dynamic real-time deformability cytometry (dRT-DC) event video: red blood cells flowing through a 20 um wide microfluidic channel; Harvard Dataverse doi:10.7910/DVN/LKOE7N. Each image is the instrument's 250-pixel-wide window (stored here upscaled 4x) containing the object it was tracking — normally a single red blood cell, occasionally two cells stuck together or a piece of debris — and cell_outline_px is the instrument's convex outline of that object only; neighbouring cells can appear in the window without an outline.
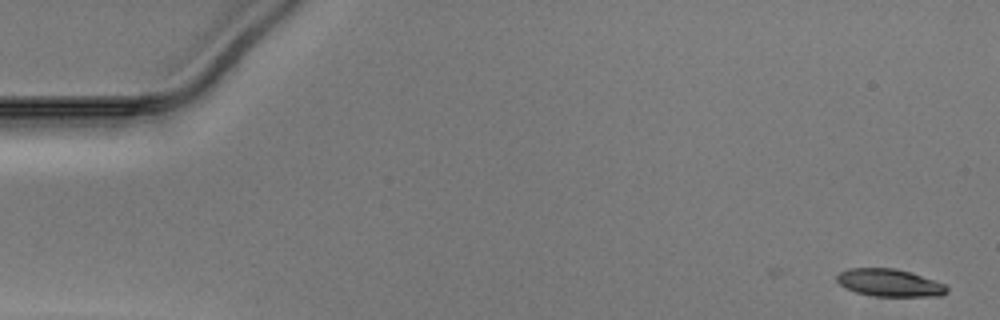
{"species": "Egyptian fruit bat (a non-hibernating species)", "species_latin": "Rousettus aegyptiacus", "temperature_condition": "warm", "stored_images_in_passage": 50, "camera_frame_rate_fps": 3000, "um_per_image_px": 0.085, "animal": {"sex": "male"}, "frame": {"image": 1, "passage_image": 1, "time_ms": 0.0, "image_size_px": [1000, 320], "cell_outline_px": [[948, 292], [940, 296], [876, 296], [856, 292], [844, 288], [836, 280], [836, 276], [840, 272], [848, 268], [896, 268], [944, 284], [948, 288]], "centroid_in_image_um": [75.57, 24.04], "position_along_channel_um": 9.4, "area_um2": 17.46}}
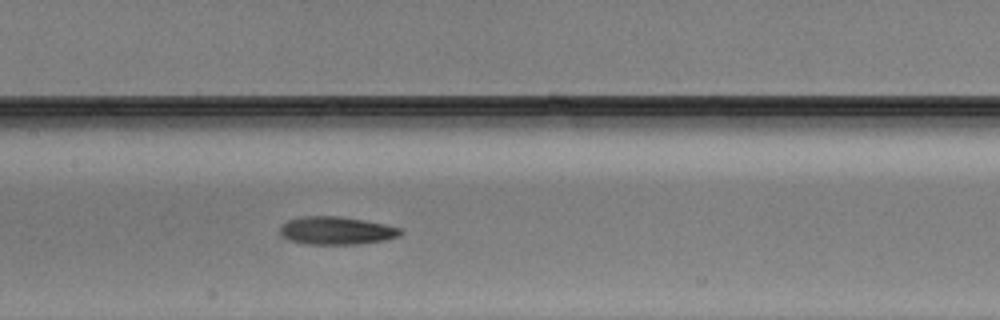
{"frame": {"image": 2, "passage_image": 24, "time_ms": 7.667, "image_size_px": [1000, 320], "cell_outline_px": [[404, 232], [400, 236], [384, 240], [352, 244], [304, 244], [288, 240], [280, 232], [280, 224], [288, 220], [304, 216], [340, 216], [364, 220], [384, 224], [400, 228]], "centroid_in_image_um": [28.58, 19.59], "position_along_channel_um": 178.8, "area_um2": 19.59}}
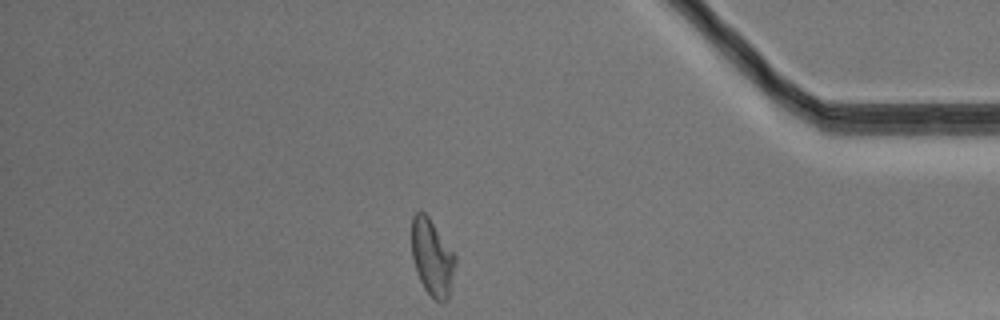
{"frame": {"image": 3, "passage_image": 43, "time_ms": 14.0, "image_size_px": [1000, 320], "cell_outline_px": [[456, 264], [448, 300], [444, 304], [436, 300], [424, 288], [416, 272], [412, 256], [412, 216], [416, 212], [424, 212], [428, 216], [456, 256]], "centroid_in_image_um": [36.74, 21.91], "position_along_channel_um": 398.5, "area_um2": 19.42}}